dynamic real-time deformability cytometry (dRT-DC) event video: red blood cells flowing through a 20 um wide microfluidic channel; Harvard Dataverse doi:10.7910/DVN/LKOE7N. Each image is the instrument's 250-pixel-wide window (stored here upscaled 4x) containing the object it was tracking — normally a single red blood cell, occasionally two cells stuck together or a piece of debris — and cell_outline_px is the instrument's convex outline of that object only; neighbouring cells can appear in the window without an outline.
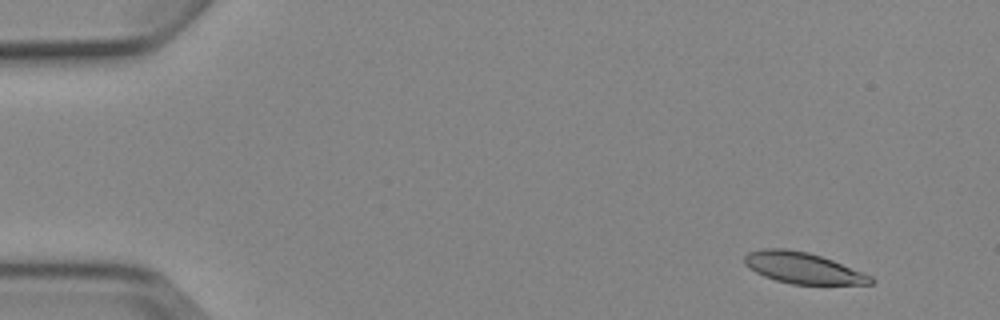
{"species": "Egyptian fruit bat (a non-hibernating species)", "species_latin": "Rousettus aegyptiacus", "temperature_condition": "cold", "stored_images_in_passage": 4, "camera_frame_rate_fps": 3000, "um_per_image_px": 0.085, "animal": {"sex": "female"}, "frame": {"image": 1, "passage_image": 1, "time_ms": 0.0, "image_size_px": [1000, 320], "cell_outline_px": [[876, 280], [872, 284], [792, 284], [776, 280], [764, 276], [748, 268], [744, 264], [744, 256], [748, 252], [764, 248], [784, 248], [808, 252], [832, 260], [872, 276]], "centroid_in_image_um": [68.22, 22.77], "position_along_channel_um": 16.8, "area_um2": 22.83}}
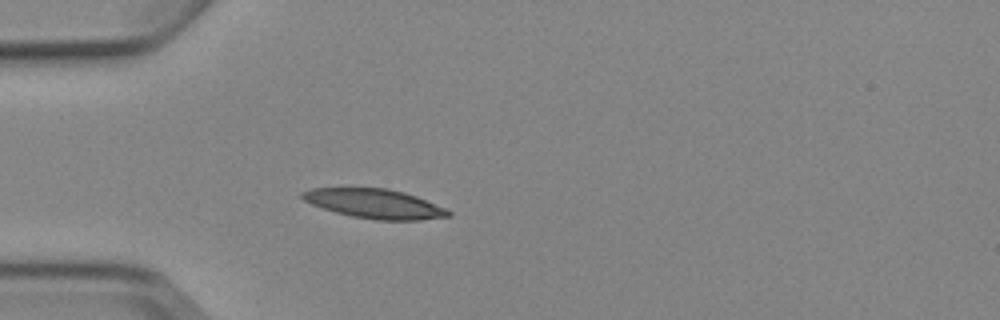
{"frame": {"image": 2, "passage_image": 4, "time_ms": 3.667, "image_size_px": [1000, 320], "cell_outline_px": [[452, 216], [420, 220], [376, 220], [352, 216], [336, 212], [312, 204], [304, 200], [300, 196], [300, 192], [312, 188], [388, 188], [404, 192], [416, 196], [448, 208], [452, 212]], "centroid_in_image_um": [31.89, 17.31], "position_along_channel_um": 53.1, "area_um2": 25.09}}